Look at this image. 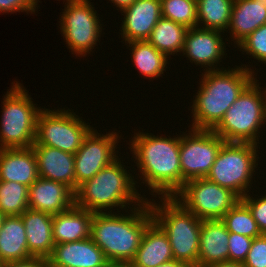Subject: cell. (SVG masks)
<instances>
[{
	"instance_id": "obj_42",
	"label": "cell",
	"mask_w": 266,
	"mask_h": 267,
	"mask_svg": "<svg viewBox=\"0 0 266 267\" xmlns=\"http://www.w3.org/2000/svg\"><path fill=\"white\" fill-rule=\"evenodd\" d=\"M6 218V215L3 214L1 211H0V230H1V227L3 225V222H4V219Z\"/></svg>"
},
{
	"instance_id": "obj_2",
	"label": "cell",
	"mask_w": 266,
	"mask_h": 267,
	"mask_svg": "<svg viewBox=\"0 0 266 267\" xmlns=\"http://www.w3.org/2000/svg\"><path fill=\"white\" fill-rule=\"evenodd\" d=\"M243 66L202 73L200 87L191 106L193 123L190 130H213L220 123L225 112L255 79L254 71Z\"/></svg>"
},
{
	"instance_id": "obj_26",
	"label": "cell",
	"mask_w": 266,
	"mask_h": 267,
	"mask_svg": "<svg viewBox=\"0 0 266 267\" xmlns=\"http://www.w3.org/2000/svg\"><path fill=\"white\" fill-rule=\"evenodd\" d=\"M187 29L177 22L161 17L147 41L167 57L177 55L183 50Z\"/></svg>"
},
{
	"instance_id": "obj_10",
	"label": "cell",
	"mask_w": 266,
	"mask_h": 267,
	"mask_svg": "<svg viewBox=\"0 0 266 267\" xmlns=\"http://www.w3.org/2000/svg\"><path fill=\"white\" fill-rule=\"evenodd\" d=\"M173 198L202 220L221 219L240 201L230 189L221 187L207 178L185 182Z\"/></svg>"
},
{
	"instance_id": "obj_3",
	"label": "cell",
	"mask_w": 266,
	"mask_h": 267,
	"mask_svg": "<svg viewBox=\"0 0 266 267\" xmlns=\"http://www.w3.org/2000/svg\"><path fill=\"white\" fill-rule=\"evenodd\" d=\"M135 207H130V215L129 212L121 215L115 212L93 214L91 238L109 262L130 263L146 227L153 221L148 199Z\"/></svg>"
},
{
	"instance_id": "obj_5",
	"label": "cell",
	"mask_w": 266,
	"mask_h": 267,
	"mask_svg": "<svg viewBox=\"0 0 266 267\" xmlns=\"http://www.w3.org/2000/svg\"><path fill=\"white\" fill-rule=\"evenodd\" d=\"M162 204L148 200L153 220L166 233L174 259L198 267L202 219L187 211L173 197H160ZM159 205V206H158Z\"/></svg>"
},
{
	"instance_id": "obj_1",
	"label": "cell",
	"mask_w": 266,
	"mask_h": 267,
	"mask_svg": "<svg viewBox=\"0 0 266 267\" xmlns=\"http://www.w3.org/2000/svg\"><path fill=\"white\" fill-rule=\"evenodd\" d=\"M130 141V150L137 168L141 172L152 195L173 197L182 188V170L180 167V136L162 137L137 132Z\"/></svg>"
},
{
	"instance_id": "obj_28",
	"label": "cell",
	"mask_w": 266,
	"mask_h": 267,
	"mask_svg": "<svg viewBox=\"0 0 266 267\" xmlns=\"http://www.w3.org/2000/svg\"><path fill=\"white\" fill-rule=\"evenodd\" d=\"M197 27L224 33L229 28L234 0H196ZM200 24V25H199Z\"/></svg>"
},
{
	"instance_id": "obj_20",
	"label": "cell",
	"mask_w": 266,
	"mask_h": 267,
	"mask_svg": "<svg viewBox=\"0 0 266 267\" xmlns=\"http://www.w3.org/2000/svg\"><path fill=\"white\" fill-rule=\"evenodd\" d=\"M229 232L221 219L202 220L198 267L228 262Z\"/></svg>"
},
{
	"instance_id": "obj_25",
	"label": "cell",
	"mask_w": 266,
	"mask_h": 267,
	"mask_svg": "<svg viewBox=\"0 0 266 267\" xmlns=\"http://www.w3.org/2000/svg\"><path fill=\"white\" fill-rule=\"evenodd\" d=\"M32 257L21 216H6L0 230V264Z\"/></svg>"
},
{
	"instance_id": "obj_34",
	"label": "cell",
	"mask_w": 266,
	"mask_h": 267,
	"mask_svg": "<svg viewBox=\"0 0 266 267\" xmlns=\"http://www.w3.org/2000/svg\"><path fill=\"white\" fill-rule=\"evenodd\" d=\"M242 264L244 267H266V234L253 238L250 250Z\"/></svg>"
},
{
	"instance_id": "obj_22",
	"label": "cell",
	"mask_w": 266,
	"mask_h": 267,
	"mask_svg": "<svg viewBox=\"0 0 266 267\" xmlns=\"http://www.w3.org/2000/svg\"><path fill=\"white\" fill-rule=\"evenodd\" d=\"M174 259L166 233L153 220L145 229L132 267H157Z\"/></svg>"
},
{
	"instance_id": "obj_8",
	"label": "cell",
	"mask_w": 266,
	"mask_h": 267,
	"mask_svg": "<svg viewBox=\"0 0 266 267\" xmlns=\"http://www.w3.org/2000/svg\"><path fill=\"white\" fill-rule=\"evenodd\" d=\"M257 152L258 145L254 143L225 142L206 178L243 198L251 188Z\"/></svg>"
},
{
	"instance_id": "obj_6",
	"label": "cell",
	"mask_w": 266,
	"mask_h": 267,
	"mask_svg": "<svg viewBox=\"0 0 266 267\" xmlns=\"http://www.w3.org/2000/svg\"><path fill=\"white\" fill-rule=\"evenodd\" d=\"M257 81L255 78L243 90L212 130L225 142L259 144L260 128L266 124V98Z\"/></svg>"
},
{
	"instance_id": "obj_40",
	"label": "cell",
	"mask_w": 266,
	"mask_h": 267,
	"mask_svg": "<svg viewBox=\"0 0 266 267\" xmlns=\"http://www.w3.org/2000/svg\"><path fill=\"white\" fill-rule=\"evenodd\" d=\"M207 267H244L242 263L239 262H221V263H214Z\"/></svg>"
},
{
	"instance_id": "obj_14",
	"label": "cell",
	"mask_w": 266,
	"mask_h": 267,
	"mask_svg": "<svg viewBox=\"0 0 266 267\" xmlns=\"http://www.w3.org/2000/svg\"><path fill=\"white\" fill-rule=\"evenodd\" d=\"M221 32L199 27L187 29L182 50L183 55H186L188 60L195 65L204 66L206 71L222 70L223 67L221 69L217 68V64L227 53L225 54L226 46L221 37Z\"/></svg>"
},
{
	"instance_id": "obj_12",
	"label": "cell",
	"mask_w": 266,
	"mask_h": 267,
	"mask_svg": "<svg viewBox=\"0 0 266 267\" xmlns=\"http://www.w3.org/2000/svg\"><path fill=\"white\" fill-rule=\"evenodd\" d=\"M180 135L182 187L185 182L206 178L225 141L212 130L192 129Z\"/></svg>"
},
{
	"instance_id": "obj_31",
	"label": "cell",
	"mask_w": 266,
	"mask_h": 267,
	"mask_svg": "<svg viewBox=\"0 0 266 267\" xmlns=\"http://www.w3.org/2000/svg\"><path fill=\"white\" fill-rule=\"evenodd\" d=\"M162 17L186 28L197 27L196 0H161Z\"/></svg>"
},
{
	"instance_id": "obj_9",
	"label": "cell",
	"mask_w": 266,
	"mask_h": 267,
	"mask_svg": "<svg viewBox=\"0 0 266 267\" xmlns=\"http://www.w3.org/2000/svg\"><path fill=\"white\" fill-rule=\"evenodd\" d=\"M93 129L70 109H43L37 119L33 145L57 148L75 154L89 132Z\"/></svg>"
},
{
	"instance_id": "obj_29",
	"label": "cell",
	"mask_w": 266,
	"mask_h": 267,
	"mask_svg": "<svg viewBox=\"0 0 266 267\" xmlns=\"http://www.w3.org/2000/svg\"><path fill=\"white\" fill-rule=\"evenodd\" d=\"M29 187L17 182L0 181V211L6 216H20L28 208Z\"/></svg>"
},
{
	"instance_id": "obj_13",
	"label": "cell",
	"mask_w": 266,
	"mask_h": 267,
	"mask_svg": "<svg viewBox=\"0 0 266 267\" xmlns=\"http://www.w3.org/2000/svg\"><path fill=\"white\" fill-rule=\"evenodd\" d=\"M119 134H104L92 129L85 137L82 146L74 154L75 192L85 181L94 177L100 170L112 164L119 157L116 155Z\"/></svg>"
},
{
	"instance_id": "obj_19",
	"label": "cell",
	"mask_w": 266,
	"mask_h": 267,
	"mask_svg": "<svg viewBox=\"0 0 266 267\" xmlns=\"http://www.w3.org/2000/svg\"><path fill=\"white\" fill-rule=\"evenodd\" d=\"M38 178L37 159L32 147L0 149V181L30 187Z\"/></svg>"
},
{
	"instance_id": "obj_33",
	"label": "cell",
	"mask_w": 266,
	"mask_h": 267,
	"mask_svg": "<svg viewBox=\"0 0 266 267\" xmlns=\"http://www.w3.org/2000/svg\"><path fill=\"white\" fill-rule=\"evenodd\" d=\"M228 240V261L243 263L250 250L253 238L229 232Z\"/></svg>"
},
{
	"instance_id": "obj_16",
	"label": "cell",
	"mask_w": 266,
	"mask_h": 267,
	"mask_svg": "<svg viewBox=\"0 0 266 267\" xmlns=\"http://www.w3.org/2000/svg\"><path fill=\"white\" fill-rule=\"evenodd\" d=\"M29 209L58 214L75 205V192L64 183L38 178L30 187Z\"/></svg>"
},
{
	"instance_id": "obj_30",
	"label": "cell",
	"mask_w": 266,
	"mask_h": 267,
	"mask_svg": "<svg viewBox=\"0 0 266 267\" xmlns=\"http://www.w3.org/2000/svg\"><path fill=\"white\" fill-rule=\"evenodd\" d=\"M228 232L256 238L261 235L249 208L240 200L222 218Z\"/></svg>"
},
{
	"instance_id": "obj_23",
	"label": "cell",
	"mask_w": 266,
	"mask_h": 267,
	"mask_svg": "<svg viewBox=\"0 0 266 267\" xmlns=\"http://www.w3.org/2000/svg\"><path fill=\"white\" fill-rule=\"evenodd\" d=\"M263 24L266 0H234L228 30L236 46Z\"/></svg>"
},
{
	"instance_id": "obj_38",
	"label": "cell",
	"mask_w": 266,
	"mask_h": 267,
	"mask_svg": "<svg viewBox=\"0 0 266 267\" xmlns=\"http://www.w3.org/2000/svg\"><path fill=\"white\" fill-rule=\"evenodd\" d=\"M114 6L118 7L120 11L128 8L131 4H133L136 0H109Z\"/></svg>"
},
{
	"instance_id": "obj_41",
	"label": "cell",
	"mask_w": 266,
	"mask_h": 267,
	"mask_svg": "<svg viewBox=\"0 0 266 267\" xmlns=\"http://www.w3.org/2000/svg\"><path fill=\"white\" fill-rule=\"evenodd\" d=\"M105 267H132L129 262H109Z\"/></svg>"
},
{
	"instance_id": "obj_27",
	"label": "cell",
	"mask_w": 266,
	"mask_h": 267,
	"mask_svg": "<svg viewBox=\"0 0 266 267\" xmlns=\"http://www.w3.org/2000/svg\"><path fill=\"white\" fill-rule=\"evenodd\" d=\"M131 47L133 63L136 69L139 70L140 75L149 79L158 78L167 68L168 59L164 53L159 52L147 40L132 41L125 43ZM166 66V67H165Z\"/></svg>"
},
{
	"instance_id": "obj_7",
	"label": "cell",
	"mask_w": 266,
	"mask_h": 267,
	"mask_svg": "<svg viewBox=\"0 0 266 267\" xmlns=\"http://www.w3.org/2000/svg\"><path fill=\"white\" fill-rule=\"evenodd\" d=\"M12 84L2 102L0 149L31 148L42 109L35 106L21 83Z\"/></svg>"
},
{
	"instance_id": "obj_35",
	"label": "cell",
	"mask_w": 266,
	"mask_h": 267,
	"mask_svg": "<svg viewBox=\"0 0 266 267\" xmlns=\"http://www.w3.org/2000/svg\"><path fill=\"white\" fill-rule=\"evenodd\" d=\"M251 211L261 234H266V195L261 198H253L246 194L240 199Z\"/></svg>"
},
{
	"instance_id": "obj_4",
	"label": "cell",
	"mask_w": 266,
	"mask_h": 267,
	"mask_svg": "<svg viewBox=\"0 0 266 267\" xmlns=\"http://www.w3.org/2000/svg\"><path fill=\"white\" fill-rule=\"evenodd\" d=\"M121 163L119 158L116 159L81 184L75 192V205L93 213H107L114 207L126 209L133 202L137 206L145 202L147 198L136 190L137 182Z\"/></svg>"
},
{
	"instance_id": "obj_39",
	"label": "cell",
	"mask_w": 266,
	"mask_h": 267,
	"mask_svg": "<svg viewBox=\"0 0 266 267\" xmlns=\"http://www.w3.org/2000/svg\"><path fill=\"white\" fill-rule=\"evenodd\" d=\"M157 267H190V266L184 262H180V261L173 259L163 264H159Z\"/></svg>"
},
{
	"instance_id": "obj_15",
	"label": "cell",
	"mask_w": 266,
	"mask_h": 267,
	"mask_svg": "<svg viewBox=\"0 0 266 267\" xmlns=\"http://www.w3.org/2000/svg\"><path fill=\"white\" fill-rule=\"evenodd\" d=\"M121 38L125 43L147 40L162 17L161 0H136L122 10Z\"/></svg>"
},
{
	"instance_id": "obj_32",
	"label": "cell",
	"mask_w": 266,
	"mask_h": 267,
	"mask_svg": "<svg viewBox=\"0 0 266 267\" xmlns=\"http://www.w3.org/2000/svg\"><path fill=\"white\" fill-rule=\"evenodd\" d=\"M237 47L251 55L258 62L266 63V24H263L245 38Z\"/></svg>"
},
{
	"instance_id": "obj_17",
	"label": "cell",
	"mask_w": 266,
	"mask_h": 267,
	"mask_svg": "<svg viewBox=\"0 0 266 267\" xmlns=\"http://www.w3.org/2000/svg\"><path fill=\"white\" fill-rule=\"evenodd\" d=\"M47 259L52 267H105L109 263L103 251L91 237L55 244Z\"/></svg>"
},
{
	"instance_id": "obj_21",
	"label": "cell",
	"mask_w": 266,
	"mask_h": 267,
	"mask_svg": "<svg viewBox=\"0 0 266 267\" xmlns=\"http://www.w3.org/2000/svg\"><path fill=\"white\" fill-rule=\"evenodd\" d=\"M28 251L32 257L48 258L55 245L53 240V215L27 209L22 215Z\"/></svg>"
},
{
	"instance_id": "obj_37",
	"label": "cell",
	"mask_w": 266,
	"mask_h": 267,
	"mask_svg": "<svg viewBox=\"0 0 266 267\" xmlns=\"http://www.w3.org/2000/svg\"><path fill=\"white\" fill-rule=\"evenodd\" d=\"M48 265V259L43 257H30L25 260L4 262L0 264V267H46Z\"/></svg>"
},
{
	"instance_id": "obj_36",
	"label": "cell",
	"mask_w": 266,
	"mask_h": 267,
	"mask_svg": "<svg viewBox=\"0 0 266 267\" xmlns=\"http://www.w3.org/2000/svg\"><path fill=\"white\" fill-rule=\"evenodd\" d=\"M39 0H0V13L26 12L35 13Z\"/></svg>"
},
{
	"instance_id": "obj_24",
	"label": "cell",
	"mask_w": 266,
	"mask_h": 267,
	"mask_svg": "<svg viewBox=\"0 0 266 267\" xmlns=\"http://www.w3.org/2000/svg\"><path fill=\"white\" fill-rule=\"evenodd\" d=\"M93 214V212L76 205L65 212L54 214V243H69L90 238Z\"/></svg>"
},
{
	"instance_id": "obj_11",
	"label": "cell",
	"mask_w": 266,
	"mask_h": 267,
	"mask_svg": "<svg viewBox=\"0 0 266 267\" xmlns=\"http://www.w3.org/2000/svg\"><path fill=\"white\" fill-rule=\"evenodd\" d=\"M60 19V30L68 48L76 56L90 54L101 37L102 24L89 0H66Z\"/></svg>"
},
{
	"instance_id": "obj_18",
	"label": "cell",
	"mask_w": 266,
	"mask_h": 267,
	"mask_svg": "<svg viewBox=\"0 0 266 267\" xmlns=\"http://www.w3.org/2000/svg\"><path fill=\"white\" fill-rule=\"evenodd\" d=\"M32 148L39 177L64 183L75 192L74 154L43 145H33Z\"/></svg>"
}]
</instances>
